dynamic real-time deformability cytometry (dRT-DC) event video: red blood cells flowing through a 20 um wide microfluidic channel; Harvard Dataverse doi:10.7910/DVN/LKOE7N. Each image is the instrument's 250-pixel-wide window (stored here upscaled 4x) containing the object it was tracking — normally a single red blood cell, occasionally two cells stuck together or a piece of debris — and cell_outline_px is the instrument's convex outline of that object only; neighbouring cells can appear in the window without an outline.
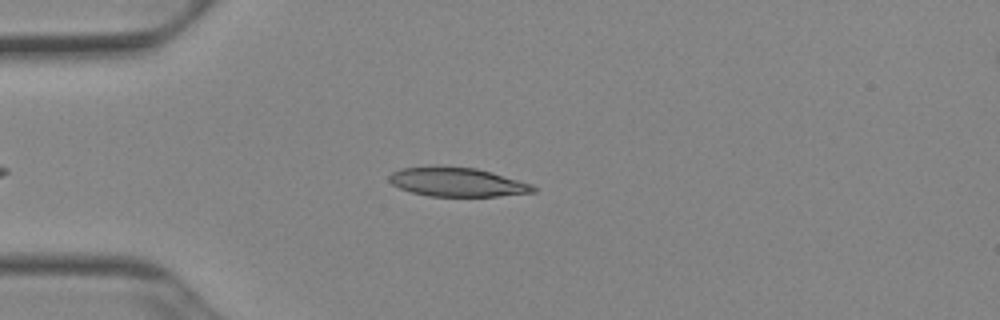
{"species": "Egyptian fruit bat (a non-hibernating species)", "species_latin": "Rousettus aegyptiacus", "temperature_condition": "cold", "stored_images_in_passage": 41, "camera_frame_rate_fps": 3000, "um_per_image_px": 0.085, "animal": {"sex": "female"}, "frame": {"image": 1, "passage_image": 7, "time_ms": 2.0, "image_size_px": [1000, 320], "cell_outline_px": [[536, 192], [496, 196], [428, 196], [412, 192], [400, 188], [392, 184], [388, 180], [388, 176], [392, 172], [400, 168], [436, 164], [476, 168], [492, 172], [532, 184], [536, 188]], "centroid_in_image_um": [38.81, 15.44], "position_along_channel_um": 46.2, "area_um2": 24.8}}
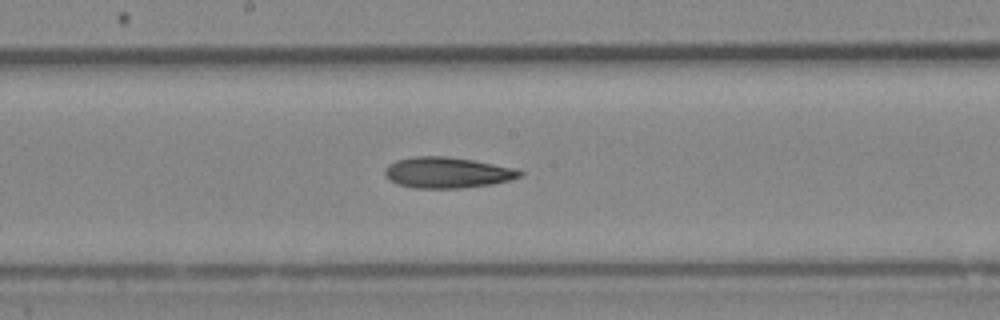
{"frame": {"image": 2, "passage_image": 21, "time_ms": 6.667, "image_size_px": [1000, 320], "cell_outline_px": [[524, 172], [520, 176], [508, 180], [492, 184], [460, 188], [412, 188], [388, 180], [384, 172], [384, 168], [388, 164], [396, 160], [416, 156], [448, 156], [472, 160], [516, 168]], "centroid_in_image_um": [37.98, 14.66], "position_along_channel_um": 210.2, "area_um2": 24.28}}
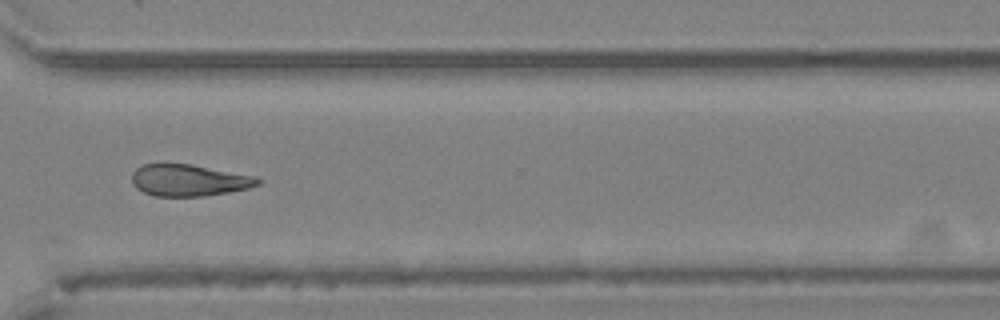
{"frame": {"image": 3, "passage_image": 32, "time_ms": 10.333, "image_size_px": [1000, 320], "cell_outline_px": [[260, 184], [248, 188], [228, 192], [204, 196], [156, 196], [144, 192], [136, 188], [132, 184], [132, 172], [136, 168], [144, 164], [160, 160], [164, 160], [192, 164], [252, 176], [260, 180]], "centroid_in_image_um": [15.95, 15.28], "position_along_channel_um": 354.6, "area_um2": 23.76}}